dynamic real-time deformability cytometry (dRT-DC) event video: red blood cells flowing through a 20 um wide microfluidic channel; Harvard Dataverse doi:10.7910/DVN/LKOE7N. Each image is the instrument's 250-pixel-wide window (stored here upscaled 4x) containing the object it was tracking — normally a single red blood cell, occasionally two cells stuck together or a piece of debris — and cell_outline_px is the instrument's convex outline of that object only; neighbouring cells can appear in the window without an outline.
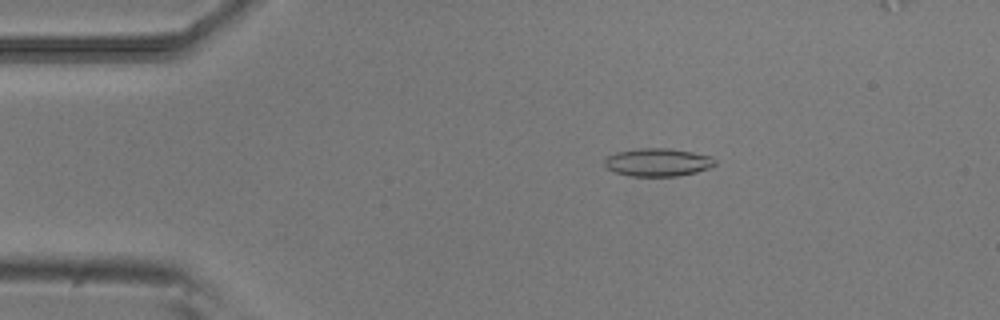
{"species": "common noctule bat (a hibernating species)", "species_latin": "Nyctalus noctula", "temperature_condition": "room temperature", "stored_images_in_passage": 49, "camera_frame_rate_fps": 3000, "um_per_image_px": 0.085, "animal": {"sex": "male", "body_mass_g": 20.5, "forearm_length_mm": 52.5}, "frame": {"image": 1, "passage_image": 9, "time_ms": 2.667, "image_size_px": [1000, 320], "cell_outline_px": [[716, 164], [708, 168], [696, 172], [676, 176], [632, 176], [616, 172], [608, 168], [604, 164], [604, 160], [608, 156], [616, 152], [636, 148], [668, 148], [692, 152], [712, 156], [716, 160]], "centroid_in_image_um": [55.92, 13.78], "position_along_channel_um": 29.1, "area_um2": 17.98}}
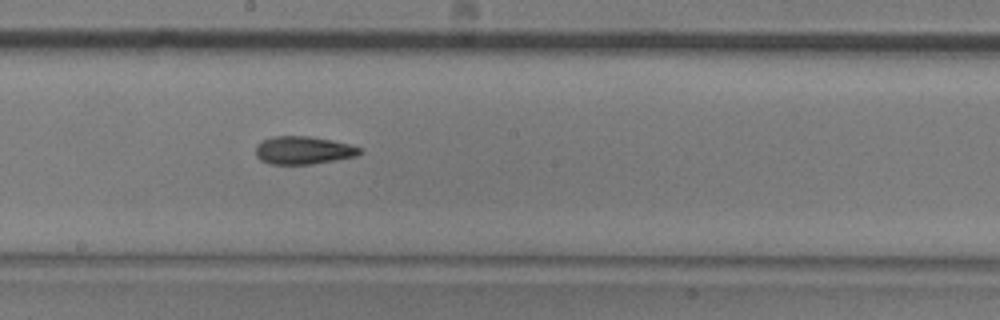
{"frame": {"image": 2, "passage_image": 28, "time_ms": 9.0, "image_size_px": [1000, 320], "cell_outline_px": [[364, 152], [356, 156], [312, 164], [272, 164], [260, 160], [256, 156], [256, 148], [260, 140], [272, 136], [308, 136], [332, 140], [352, 144], [360, 148]], "centroid_in_image_um": [25.79, 12.76], "position_along_channel_um": 222.4, "area_um2": 17.05}}
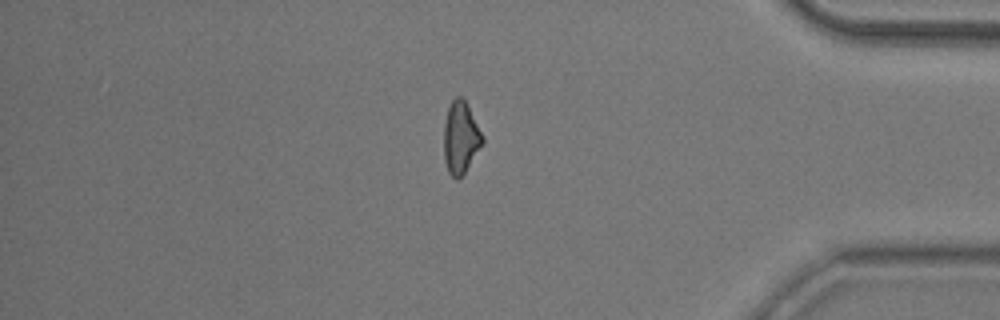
{"frame": {"image": 3, "passage_image": 44, "time_ms": 14.333, "image_size_px": [1000, 320], "cell_outline_px": [[484, 140], [464, 172], [456, 180], [448, 172], [444, 160], [444, 124], [448, 108], [452, 100], [456, 96], [460, 96], [464, 100], [484, 136]], "centroid_in_image_um": [39.13, 11.69], "position_along_channel_um": 396.1, "area_um2": 15.84}, "authors_computed_cell_mechanics": {"area_um2": 16.9932, "velocity_mm_per_s": 3.8413, "shape_relaxation_time_tau1_ms": 8.1554, "shape_relaxation_time_tau2_ms": 5.0811, "deformation_change_tau1": 0.1956, "deformation_change_tau2": 0.1328}}